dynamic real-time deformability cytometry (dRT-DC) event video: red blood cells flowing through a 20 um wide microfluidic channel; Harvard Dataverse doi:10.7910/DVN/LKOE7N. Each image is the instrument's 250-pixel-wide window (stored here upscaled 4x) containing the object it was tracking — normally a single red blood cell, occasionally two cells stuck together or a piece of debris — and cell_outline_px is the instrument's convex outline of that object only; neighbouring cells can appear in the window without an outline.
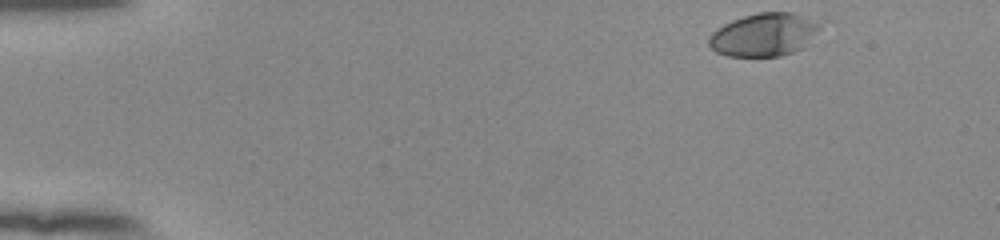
{"species": "human", "species_latin": "Homo sapiens", "temperature_condition": "room temperature", "stored_images_in_passage": 48, "camera_frame_rate_fps": 3000, "um_per_image_px": 0.085, "donor": {"sex": "female"}, "frame": {"image": 1, "passage_image": 1, "time_ms": 0.0, "image_size_px": [1000, 240], "cell_outline_px": [[820, 28], [804, 48], [780, 56], [728, 56], [716, 52], [708, 44], [708, 36], [716, 28], [732, 20], [756, 12], [792, 12], [816, 24]], "centroid_in_image_um": [64.86, 2.96], "position_along_channel_um": 20.1, "area_um2": 27.51}}
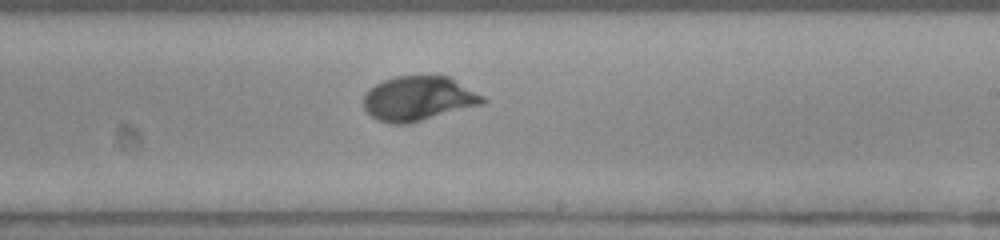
{"frame": {"image": 2, "passage_image": 28, "time_ms": 9.0, "image_size_px": [1000, 240], "cell_outline_px": [[488, 100], [484, 104], [408, 124], [392, 124], [376, 120], [364, 108], [364, 96], [376, 84], [384, 80], [396, 76], [448, 76], [484, 96]], "centroid_in_image_um": [35.59, 8.39], "position_along_channel_um": 253.4, "area_um2": 30.81}}
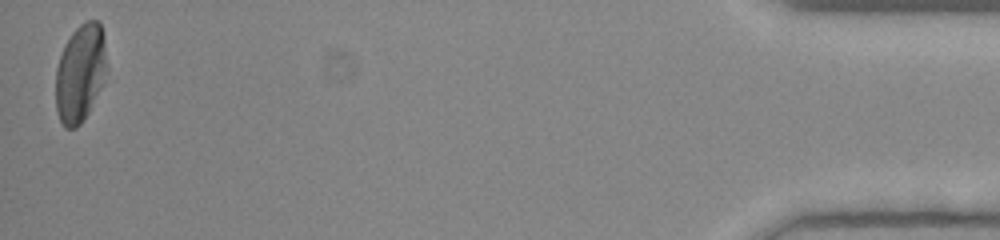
{"frame": {"image": 3, "passage_image": 48, "time_ms": 15.667, "image_size_px": [1000, 240], "cell_outline_px": [[104, 84], [84, 120], [76, 128], [64, 128], [56, 112], [56, 68], [64, 44], [72, 32], [80, 24], [88, 20], [96, 20], [100, 24], [104, 32]], "centroid_in_image_um": [6.8, 6.24], "position_along_channel_um": 428.4, "area_um2": 29.02}, "authors_computed_cell_mechanics": {"area_um2": 29.2179, "velocity_mm_per_s": 3.8784, "shape_relaxation_time_tau1_ms": 3.4485, "shape_relaxation_time_tau2_ms": null, "deformation_change_tau1": 0.1702, "deformation_change_tau2": null}}